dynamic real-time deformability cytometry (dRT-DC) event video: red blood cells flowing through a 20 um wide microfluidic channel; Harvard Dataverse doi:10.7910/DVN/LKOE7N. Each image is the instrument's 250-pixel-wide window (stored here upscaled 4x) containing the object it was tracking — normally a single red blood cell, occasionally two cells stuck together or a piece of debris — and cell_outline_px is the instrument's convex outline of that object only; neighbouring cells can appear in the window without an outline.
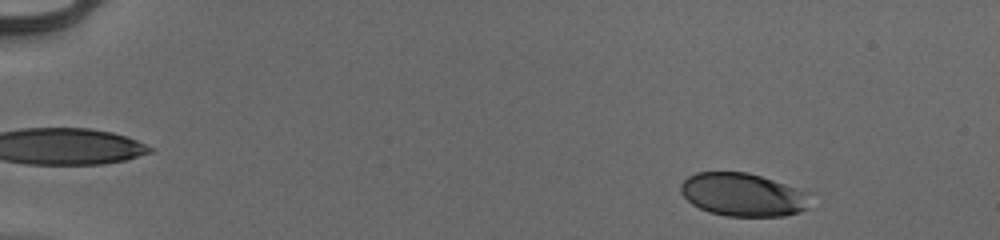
{"species": "human", "species_latin": "Homo sapiens", "temperature_condition": "cold", "stored_images_in_passage": 51, "camera_frame_rate_fps": 3000, "um_per_image_px": 0.085, "donor": {"sex": "male"}, "frame": {"image": 1, "passage_image": 4, "time_ms": 1.0, "image_size_px": [1000, 240], "cell_outline_px": [[808, 208], [784, 216], [728, 216], [708, 212], [692, 204], [680, 192], [680, 184], [688, 176], [696, 172], [748, 172], [808, 192]], "centroid_in_image_um": [63.1, 16.55], "position_along_channel_um": 21.9, "area_um2": 32.31}}
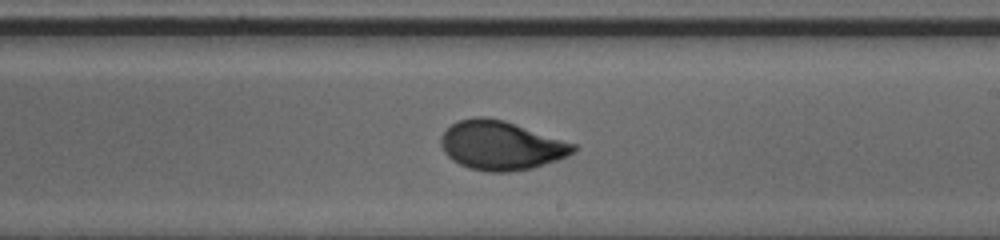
{"frame": {"image": 2, "passage_image": 31, "time_ms": 10.0, "image_size_px": [1000, 240], "cell_outline_px": [[576, 148], [568, 156], [532, 168], [508, 172], [488, 172], [468, 168], [452, 160], [444, 152], [440, 144], [440, 136], [452, 124], [460, 120], [472, 116], [484, 116], [504, 120], [576, 144]], "centroid_in_image_um": [42.55, 12.36], "position_along_channel_um": 246.4, "area_um2": 37.74}}
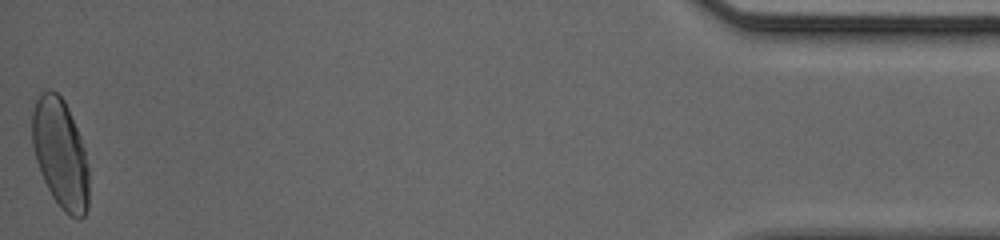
{"frame": {"image": 3, "passage_image": 51, "time_ms": 16.667, "image_size_px": [1000, 240], "cell_outline_px": [[88, 208], [84, 216], [72, 216], [64, 212], [52, 196], [44, 180], [36, 160], [32, 144], [32, 112], [36, 100], [48, 88], [52, 88], [64, 100], [68, 108], [80, 136], [84, 148], [88, 168]], "centroid_in_image_um": [5.13, 13.03], "position_along_channel_um": 430.1, "area_um2": 35.84}, "authors_computed_cell_mechanics": {"area_um2": 35.4314, "velocity_mm_per_s": 3.9588, "shape_relaxation_time_tau1_ms": 3.0161, "shape_relaxation_time_tau2_ms": null, "deformation_change_tau1": 0.1458, "deformation_change_tau2": null}}